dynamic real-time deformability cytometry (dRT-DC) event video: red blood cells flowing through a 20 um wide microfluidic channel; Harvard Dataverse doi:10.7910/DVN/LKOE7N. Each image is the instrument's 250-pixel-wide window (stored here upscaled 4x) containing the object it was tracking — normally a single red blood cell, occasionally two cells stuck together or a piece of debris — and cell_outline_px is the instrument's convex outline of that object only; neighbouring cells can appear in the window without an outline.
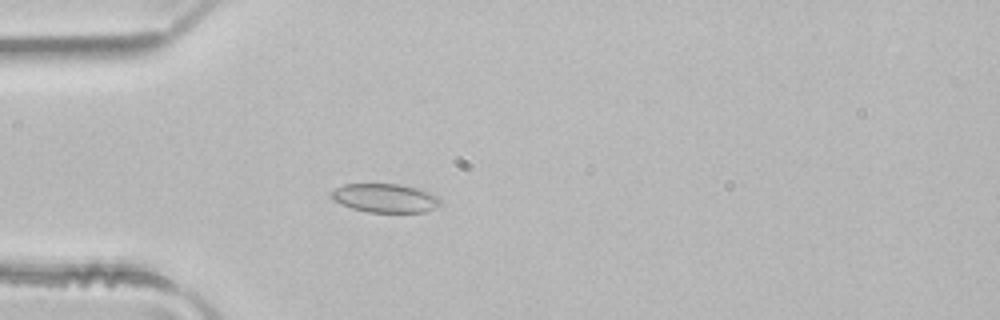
{"species": "common noctule bat (a hibernating species)", "species_latin": "Nyctalus noctula", "temperature_condition": "room temperature", "stored_images_in_passage": 4, "camera_frame_rate_fps": 3000, "um_per_image_px": 0.085, "animal": {"sex": "male", "body_mass_g": 21.5, "forearm_length_mm": 52.0}, "frame": {"image": 1, "passage_image": 4, "time_ms": 1.0, "image_size_px": [1000, 320], "cell_outline_px": [[440, 204], [436, 208], [424, 212], [368, 212], [352, 208], [332, 200], [332, 192], [336, 188], [344, 184], [400, 184], [416, 188], [440, 196]], "centroid_in_image_um": [32.76, 16.84], "position_along_channel_um": 52.2, "area_um2": 18.21}}